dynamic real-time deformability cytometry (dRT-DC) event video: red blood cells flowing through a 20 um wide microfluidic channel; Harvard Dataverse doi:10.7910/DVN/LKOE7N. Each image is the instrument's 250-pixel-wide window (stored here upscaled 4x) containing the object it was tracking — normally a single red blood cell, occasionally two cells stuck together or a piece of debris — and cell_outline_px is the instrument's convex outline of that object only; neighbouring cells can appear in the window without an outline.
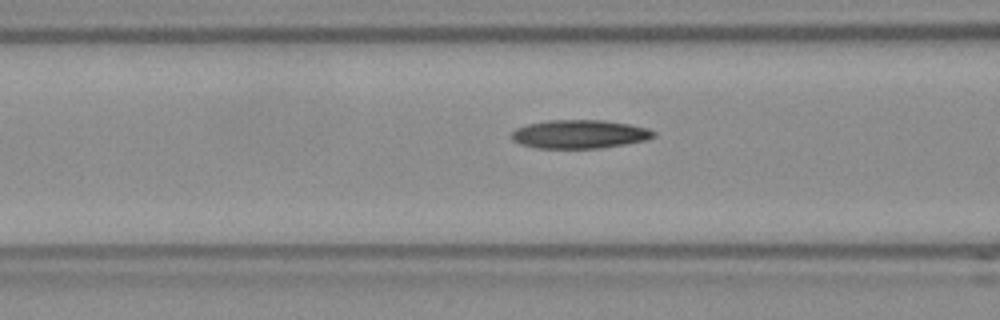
{"species": "Egyptian fruit bat (a non-hibernating species)", "species_latin": "Rousettus aegyptiacus", "temperature_condition": "room temperature", "stored_images_in_passage": 14, "camera_frame_rate_fps": 3000, "um_per_image_px": 0.085, "frame": {"image": 1, "passage_image": 12, "time_ms": 3.667, "image_size_px": [1000, 320], "cell_outline_px": [[656, 136], [648, 140], [600, 148], [536, 148], [520, 144], [512, 140], [508, 136], [516, 128], [528, 124], [548, 120], [604, 120], [628, 124], [648, 128], [656, 132]], "centroid_in_image_um": [49.25, 11.4], "position_along_channel_um": 117.4, "area_um2": 23.81}}